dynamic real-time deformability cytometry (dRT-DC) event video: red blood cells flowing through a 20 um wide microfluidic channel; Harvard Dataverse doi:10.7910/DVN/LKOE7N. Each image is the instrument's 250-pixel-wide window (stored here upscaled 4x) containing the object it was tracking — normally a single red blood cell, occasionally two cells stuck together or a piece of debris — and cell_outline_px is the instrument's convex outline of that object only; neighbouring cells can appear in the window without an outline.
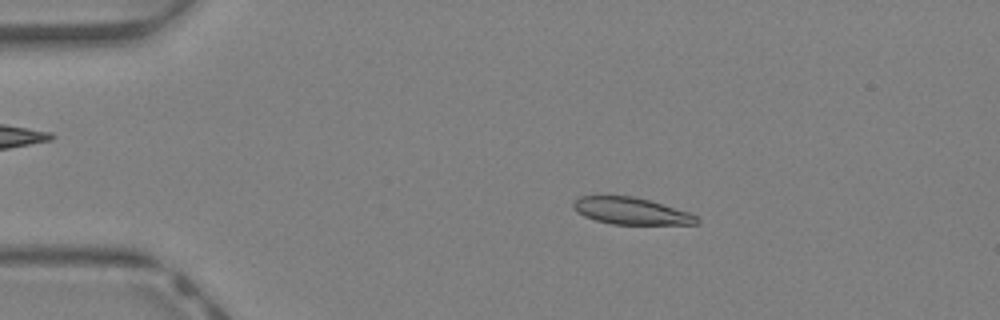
{"species": "Egyptian fruit bat (a non-hibernating species)", "species_latin": "Rousettus aegyptiacus", "temperature_condition": "warm", "stored_images_in_passage": 43, "camera_frame_rate_fps": 3000, "um_per_image_px": 0.085, "animal": {"sex": "female"}, "frame": {"image": 1, "passage_image": 8, "time_ms": 2.333, "image_size_px": [1000, 320], "cell_outline_px": [[700, 220], [696, 224], [612, 224], [596, 220], [584, 216], [572, 204], [572, 200], [580, 196], [632, 196], [648, 200], [688, 212], [696, 216]], "centroid_in_image_um": [53.63, 17.93], "position_along_channel_um": 31.4, "area_um2": 18.96}}
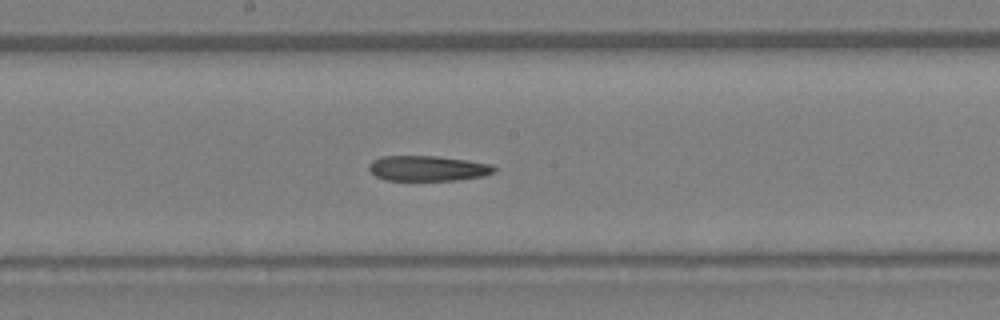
{"frame": {"image": 2, "passage_image": 23, "time_ms": 7.333, "image_size_px": [1000, 320], "cell_outline_px": [[496, 172], [484, 176], [456, 180], [384, 180], [376, 176], [368, 168], [368, 164], [372, 160], [380, 156], [436, 156], [492, 164], [496, 168]], "centroid_in_image_um": [36.35, 14.31], "position_along_channel_um": 211.9, "area_um2": 18.5}}
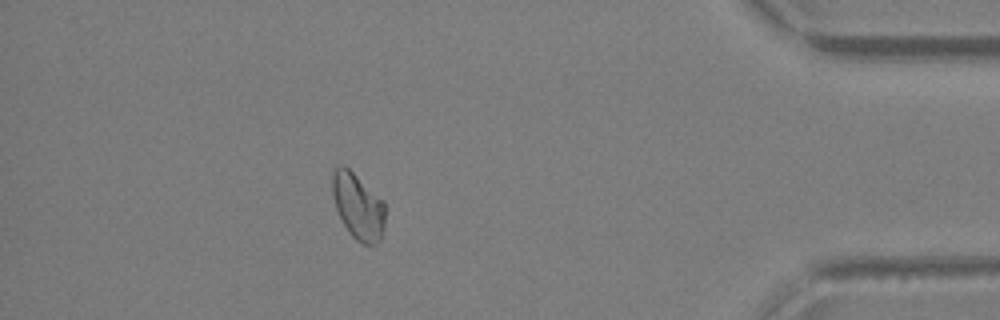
{"frame": {"image": 3, "passage_image": 38, "time_ms": 12.333, "image_size_px": [1000, 320], "cell_outline_px": [[384, 232], [380, 240], [376, 244], [360, 244], [352, 236], [344, 224], [336, 208], [332, 192], [332, 176], [336, 168], [340, 164], [344, 164], [384, 200]], "centroid_in_image_um": [30.45, 17.53], "position_along_channel_um": 404.8, "area_um2": 20.35}, "authors_computed_cell_mechanics": {"area_um2": 20.0566, "velocity_mm_per_s": 4.7619, "shape_relaxation_time_tau1_ms": 7.1937, "shape_relaxation_time_tau2_ms": 7.8343, "deformation_change_tau1": 0.1603, "deformation_change_tau2": 0.1845}}